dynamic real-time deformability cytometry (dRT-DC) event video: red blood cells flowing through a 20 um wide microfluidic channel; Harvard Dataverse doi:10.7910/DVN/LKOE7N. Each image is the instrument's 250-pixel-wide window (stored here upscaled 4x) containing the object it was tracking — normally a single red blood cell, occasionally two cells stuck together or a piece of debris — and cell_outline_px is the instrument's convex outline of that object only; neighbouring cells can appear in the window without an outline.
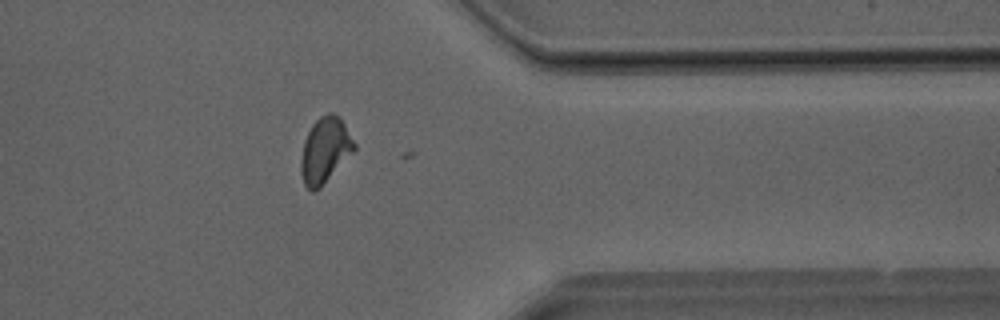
{"species": "Egyptian fruit bat (a non-hibernating species)", "species_latin": "Rousettus aegyptiacus", "temperature_condition": "room temperature", "stored_images_in_passage": 35, "camera_frame_rate_fps": 3000, "um_per_image_px": 0.085, "animal": {"sex": "male"}, "frame": {"image": 1, "passage_image": 28, "time_ms": 9.0, "image_size_px": [1000, 320], "cell_outline_px": [[356, 148], [320, 188], [312, 192], [304, 184], [300, 168], [300, 160], [304, 140], [312, 124], [320, 116], [328, 112], [332, 112], [340, 116], [356, 144]], "centroid_in_image_um": [27.61, 12.74], "position_along_channel_um": 383.8, "area_um2": 20.29}}
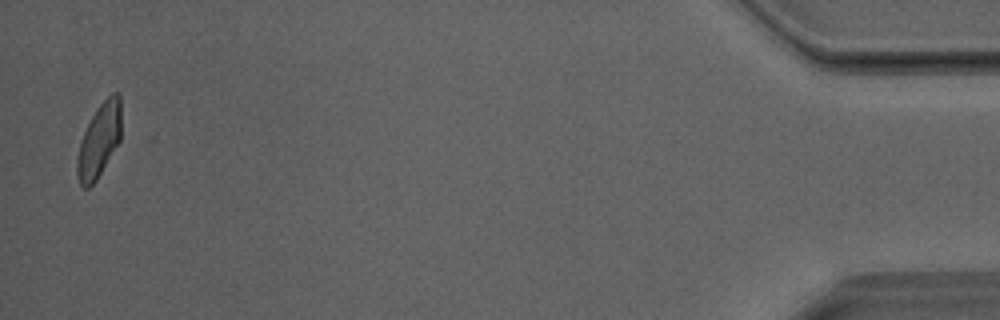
{"frame": {"image": 2, "passage_image": 35, "time_ms": 11.333, "image_size_px": [1000, 320], "cell_outline_px": [[120, 140], [96, 180], [88, 188], [84, 188], [80, 184], [76, 176], [76, 160], [80, 140], [96, 108], [112, 92], [116, 92], [120, 96]], "centroid_in_image_um": [8.4, 11.95], "position_along_channel_um": 426.8, "area_um2": 18.79}}